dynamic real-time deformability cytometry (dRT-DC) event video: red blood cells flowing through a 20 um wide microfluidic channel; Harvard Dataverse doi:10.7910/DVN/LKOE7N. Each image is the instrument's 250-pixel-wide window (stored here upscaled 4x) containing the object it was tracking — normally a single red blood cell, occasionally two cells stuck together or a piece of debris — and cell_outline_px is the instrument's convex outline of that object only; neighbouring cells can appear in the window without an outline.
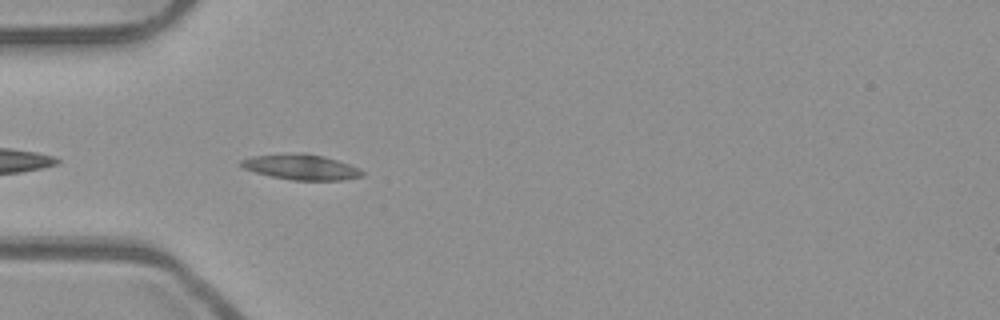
{"species": "common noctule bat (a hibernating species)", "species_latin": "Nyctalus noctula", "temperature_condition": "room temperature", "stored_images_in_passage": 9, "camera_frame_rate_fps": 3000, "um_per_image_px": 0.085, "animal": {"sex": "male", "body_mass_g": 23.1, "forearm_length_mm": 52.7}, "frame": {"image": 1, "passage_image": 2, "time_ms": 0.333, "image_size_px": [1000, 320], "cell_outline_px": [[364, 176], [344, 180], [292, 180], [272, 176], [256, 172], [244, 168], [240, 164], [240, 160], [252, 156], [296, 152], [304, 152], [324, 156], [360, 168], [364, 172]], "centroid_in_image_um": [25.62, 14.19], "position_along_channel_um": 59.4, "area_um2": 17.98}}
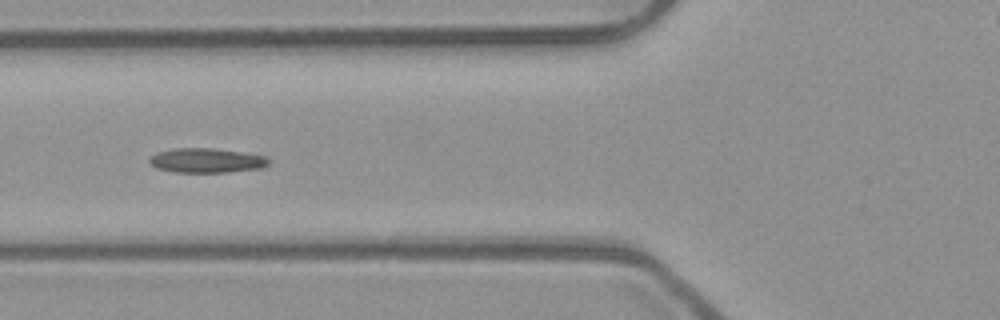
{"frame": {"image": 2, "passage_image": 6, "time_ms": 1.667, "image_size_px": [1000, 320], "cell_outline_px": [[272, 160], [264, 168], [228, 172], [172, 172], [156, 168], [148, 160], [156, 152], [176, 148], [212, 148], [240, 152], [264, 156]], "centroid_in_image_um": [17.57, 13.65], "position_along_channel_um": 108.2, "area_um2": 17.05}}